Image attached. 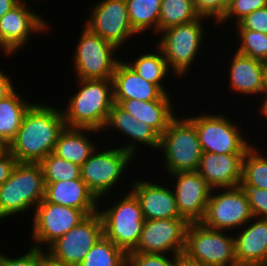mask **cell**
<instances>
[{"mask_svg":"<svg viewBox=\"0 0 267 266\" xmlns=\"http://www.w3.org/2000/svg\"><path fill=\"white\" fill-rule=\"evenodd\" d=\"M103 235V222L97 211L45 250L48 262L60 266H78Z\"/></svg>","mask_w":267,"mask_h":266,"instance_id":"8fae6325","label":"cell"},{"mask_svg":"<svg viewBox=\"0 0 267 266\" xmlns=\"http://www.w3.org/2000/svg\"><path fill=\"white\" fill-rule=\"evenodd\" d=\"M127 254L104 235L78 266H125Z\"/></svg>","mask_w":267,"mask_h":266,"instance_id":"1f68e13d","label":"cell"},{"mask_svg":"<svg viewBox=\"0 0 267 266\" xmlns=\"http://www.w3.org/2000/svg\"><path fill=\"white\" fill-rule=\"evenodd\" d=\"M233 32L237 35L238 53L267 63V34L247 29H235Z\"/></svg>","mask_w":267,"mask_h":266,"instance_id":"836d02e7","label":"cell"},{"mask_svg":"<svg viewBox=\"0 0 267 266\" xmlns=\"http://www.w3.org/2000/svg\"><path fill=\"white\" fill-rule=\"evenodd\" d=\"M154 52H145L138 57H134V61H125L138 75L146 81L155 84L164 94H170L164 86V78L172 71L168 67L162 51L156 45ZM136 58V59H135ZM132 60V61H131ZM163 83V84H162Z\"/></svg>","mask_w":267,"mask_h":266,"instance_id":"83f0119b","label":"cell"},{"mask_svg":"<svg viewBox=\"0 0 267 266\" xmlns=\"http://www.w3.org/2000/svg\"><path fill=\"white\" fill-rule=\"evenodd\" d=\"M233 28L247 29L267 34V7H262L251 12L238 24L233 25Z\"/></svg>","mask_w":267,"mask_h":266,"instance_id":"ab89813d","label":"cell"},{"mask_svg":"<svg viewBox=\"0 0 267 266\" xmlns=\"http://www.w3.org/2000/svg\"><path fill=\"white\" fill-rule=\"evenodd\" d=\"M107 147L102 149L98 146L81 166V179L98 199V207L115 189L114 186H119L118 182L123 181L124 172L129 170L127 167L134 160L129 152L117 146L111 149L112 146Z\"/></svg>","mask_w":267,"mask_h":266,"instance_id":"52a82bcc","label":"cell"},{"mask_svg":"<svg viewBox=\"0 0 267 266\" xmlns=\"http://www.w3.org/2000/svg\"><path fill=\"white\" fill-rule=\"evenodd\" d=\"M262 7H267V0H233L228 4L223 18L216 25L227 24L229 19L236 25L248 14Z\"/></svg>","mask_w":267,"mask_h":266,"instance_id":"e575fe53","label":"cell"},{"mask_svg":"<svg viewBox=\"0 0 267 266\" xmlns=\"http://www.w3.org/2000/svg\"><path fill=\"white\" fill-rule=\"evenodd\" d=\"M44 194L40 164L17 162L10 177L0 186V222L33 211L43 201Z\"/></svg>","mask_w":267,"mask_h":266,"instance_id":"3957f363","label":"cell"},{"mask_svg":"<svg viewBox=\"0 0 267 266\" xmlns=\"http://www.w3.org/2000/svg\"><path fill=\"white\" fill-rule=\"evenodd\" d=\"M252 218L247 196L243 188L237 186L212 190L200 222L208 228L233 233Z\"/></svg>","mask_w":267,"mask_h":266,"instance_id":"7c38bea8","label":"cell"},{"mask_svg":"<svg viewBox=\"0 0 267 266\" xmlns=\"http://www.w3.org/2000/svg\"><path fill=\"white\" fill-rule=\"evenodd\" d=\"M221 113L223 112L218 113L219 115L210 112L204 114L200 112L198 116L186 115L195 125L202 152L245 153L252 146L246 137L248 132L243 136L241 124L237 126V122Z\"/></svg>","mask_w":267,"mask_h":266,"instance_id":"30bf717a","label":"cell"},{"mask_svg":"<svg viewBox=\"0 0 267 266\" xmlns=\"http://www.w3.org/2000/svg\"><path fill=\"white\" fill-rule=\"evenodd\" d=\"M171 186L180 215L190 222H200L205 215L212 189L197 171L176 172ZM175 180V181H174Z\"/></svg>","mask_w":267,"mask_h":266,"instance_id":"e0dca14e","label":"cell"},{"mask_svg":"<svg viewBox=\"0 0 267 266\" xmlns=\"http://www.w3.org/2000/svg\"><path fill=\"white\" fill-rule=\"evenodd\" d=\"M66 127L59 107L34 102L9 144V152L19 163H40L53 153L61 131Z\"/></svg>","mask_w":267,"mask_h":266,"instance_id":"6da1fadb","label":"cell"},{"mask_svg":"<svg viewBox=\"0 0 267 266\" xmlns=\"http://www.w3.org/2000/svg\"><path fill=\"white\" fill-rule=\"evenodd\" d=\"M257 145H252L244 154L241 187L267 189V156Z\"/></svg>","mask_w":267,"mask_h":266,"instance_id":"f546056e","label":"cell"},{"mask_svg":"<svg viewBox=\"0 0 267 266\" xmlns=\"http://www.w3.org/2000/svg\"><path fill=\"white\" fill-rule=\"evenodd\" d=\"M150 181L140 178L133 180V184L130 182V191L138 199L145 220L183 218L178 211L171 186Z\"/></svg>","mask_w":267,"mask_h":266,"instance_id":"d6986e66","label":"cell"},{"mask_svg":"<svg viewBox=\"0 0 267 266\" xmlns=\"http://www.w3.org/2000/svg\"><path fill=\"white\" fill-rule=\"evenodd\" d=\"M239 230L233 232L237 266H267V218L253 217Z\"/></svg>","mask_w":267,"mask_h":266,"instance_id":"7402d4cb","label":"cell"},{"mask_svg":"<svg viewBox=\"0 0 267 266\" xmlns=\"http://www.w3.org/2000/svg\"><path fill=\"white\" fill-rule=\"evenodd\" d=\"M207 20V18L199 17L195 21L172 26L159 33L158 37L160 34L161 37L155 45L162 51L168 67L173 72L172 76L177 77L175 79H182L188 75L197 56H200L198 55L200 47H205L202 46L203 42L205 43L204 30H206L203 21Z\"/></svg>","mask_w":267,"mask_h":266,"instance_id":"277c9868","label":"cell"},{"mask_svg":"<svg viewBox=\"0 0 267 266\" xmlns=\"http://www.w3.org/2000/svg\"><path fill=\"white\" fill-rule=\"evenodd\" d=\"M16 164L17 160L10 152L0 160V186L10 177Z\"/></svg>","mask_w":267,"mask_h":266,"instance_id":"60d3db41","label":"cell"},{"mask_svg":"<svg viewBox=\"0 0 267 266\" xmlns=\"http://www.w3.org/2000/svg\"><path fill=\"white\" fill-rule=\"evenodd\" d=\"M81 36L73 52L75 79H112L117 63L119 50L111 42L92 33L83 25Z\"/></svg>","mask_w":267,"mask_h":266,"instance_id":"9c48e42d","label":"cell"},{"mask_svg":"<svg viewBox=\"0 0 267 266\" xmlns=\"http://www.w3.org/2000/svg\"><path fill=\"white\" fill-rule=\"evenodd\" d=\"M226 4L228 5L230 2H232L233 0H225Z\"/></svg>","mask_w":267,"mask_h":266,"instance_id":"c3c4849f","label":"cell"},{"mask_svg":"<svg viewBox=\"0 0 267 266\" xmlns=\"http://www.w3.org/2000/svg\"><path fill=\"white\" fill-rule=\"evenodd\" d=\"M180 255L129 252L128 266H178Z\"/></svg>","mask_w":267,"mask_h":266,"instance_id":"d590c367","label":"cell"},{"mask_svg":"<svg viewBox=\"0 0 267 266\" xmlns=\"http://www.w3.org/2000/svg\"><path fill=\"white\" fill-rule=\"evenodd\" d=\"M94 132L99 134L100 131L66 126L58 136L53 154L81 167L98 147L91 138Z\"/></svg>","mask_w":267,"mask_h":266,"instance_id":"484cf974","label":"cell"},{"mask_svg":"<svg viewBox=\"0 0 267 266\" xmlns=\"http://www.w3.org/2000/svg\"><path fill=\"white\" fill-rule=\"evenodd\" d=\"M188 224L185 218L145 220L138 244L132 252L182 255Z\"/></svg>","mask_w":267,"mask_h":266,"instance_id":"2e32d148","label":"cell"},{"mask_svg":"<svg viewBox=\"0 0 267 266\" xmlns=\"http://www.w3.org/2000/svg\"><path fill=\"white\" fill-rule=\"evenodd\" d=\"M45 183L81 178V167L64 160L53 153L46 156L40 163Z\"/></svg>","mask_w":267,"mask_h":266,"instance_id":"d6a6232c","label":"cell"},{"mask_svg":"<svg viewBox=\"0 0 267 266\" xmlns=\"http://www.w3.org/2000/svg\"><path fill=\"white\" fill-rule=\"evenodd\" d=\"M105 130L110 133V130H115L127 138L125 145L118 146L124 151L129 152L135 159L136 154L139 155L140 150L138 145L146 146L148 149L158 151L160 146L161 135L150 125L145 122L138 121L130 115L119 104L113 103L107 121L102 132ZM127 144V145H126ZM138 152V153H137Z\"/></svg>","mask_w":267,"mask_h":266,"instance_id":"ac0fdd59","label":"cell"},{"mask_svg":"<svg viewBox=\"0 0 267 266\" xmlns=\"http://www.w3.org/2000/svg\"><path fill=\"white\" fill-rule=\"evenodd\" d=\"M194 8L200 17L217 24L224 16L228 5L225 0H193Z\"/></svg>","mask_w":267,"mask_h":266,"instance_id":"74e56055","label":"cell"},{"mask_svg":"<svg viewBox=\"0 0 267 266\" xmlns=\"http://www.w3.org/2000/svg\"><path fill=\"white\" fill-rule=\"evenodd\" d=\"M76 80V92L69 95L67 105L61 108L65 125L102 133L114 103L112 79Z\"/></svg>","mask_w":267,"mask_h":266,"instance_id":"7a4b0ae2","label":"cell"},{"mask_svg":"<svg viewBox=\"0 0 267 266\" xmlns=\"http://www.w3.org/2000/svg\"><path fill=\"white\" fill-rule=\"evenodd\" d=\"M234 52L227 72L230 76L228 88L238 95L261 96L267 90V63Z\"/></svg>","mask_w":267,"mask_h":266,"instance_id":"ffe728a7","label":"cell"},{"mask_svg":"<svg viewBox=\"0 0 267 266\" xmlns=\"http://www.w3.org/2000/svg\"><path fill=\"white\" fill-rule=\"evenodd\" d=\"M0 68V100L9 95L16 87L10 76Z\"/></svg>","mask_w":267,"mask_h":266,"instance_id":"b9f144b4","label":"cell"},{"mask_svg":"<svg viewBox=\"0 0 267 266\" xmlns=\"http://www.w3.org/2000/svg\"><path fill=\"white\" fill-rule=\"evenodd\" d=\"M46 266H60V265H57V264H54V263H49L46 265Z\"/></svg>","mask_w":267,"mask_h":266,"instance_id":"7dc6e473","label":"cell"},{"mask_svg":"<svg viewBox=\"0 0 267 266\" xmlns=\"http://www.w3.org/2000/svg\"><path fill=\"white\" fill-rule=\"evenodd\" d=\"M170 94H162L157 100H123L119 105L130 115L163 134L169 123L178 115ZM175 110V111H174Z\"/></svg>","mask_w":267,"mask_h":266,"instance_id":"d4e9b609","label":"cell"},{"mask_svg":"<svg viewBox=\"0 0 267 266\" xmlns=\"http://www.w3.org/2000/svg\"><path fill=\"white\" fill-rule=\"evenodd\" d=\"M128 16L134 32L143 35L146 31L158 36V22L162 0H125Z\"/></svg>","mask_w":267,"mask_h":266,"instance_id":"f1b7e54d","label":"cell"},{"mask_svg":"<svg viewBox=\"0 0 267 266\" xmlns=\"http://www.w3.org/2000/svg\"><path fill=\"white\" fill-rule=\"evenodd\" d=\"M182 255L205 266H237L234 235L208 228L201 222L188 224Z\"/></svg>","mask_w":267,"mask_h":266,"instance_id":"ba28073f","label":"cell"},{"mask_svg":"<svg viewBox=\"0 0 267 266\" xmlns=\"http://www.w3.org/2000/svg\"><path fill=\"white\" fill-rule=\"evenodd\" d=\"M19 2L20 0H0V18Z\"/></svg>","mask_w":267,"mask_h":266,"instance_id":"7bdbcfd3","label":"cell"},{"mask_svg":"<svg viewBox=\"0 0 267 266\" xmlns=\"http://www.w3.org/2000/svg\"><path fill=\"white\" fill-rule=\"evenodd\" d=\"M199 17L194 8L193 0H162L158 35L169 27L195 21Z\"/></svg>","mask_w":267,"mask_h":266,"instance_id":"4dcf8cb0","label":"cell"},{"mask_svg":"<svg viewBox=\"0 0 267 266\" xmlns=\"http://www.w3.org/2000/svg\"><path fill=\"white\" fill-rule=\"evenodd\" d=\"M48 258L46 251L30 246L27 253L17 257H8L0 252V266H46Z\"/></svg>","mask_w":267,"mask_h":266,"instance_id":"8d00e7d4","label":"cell"},{"mask_svg":"<svg viewBox=\"0 0 267 266\" xmlns=\"http://www.w3.org/2000/svg\"><path fill=\"white\" fill-rule=\"evenodd\" d=\"M262 98L259 97L260 106L258 108L259 113L262 114V117L267 119V91L261 95Z\"/></svg>","mask_w":267,"mask_h":266,"instance_id":"ee69618b","label":"cell"},{"mask_svg":"<svg viewBox=\"0 0 267 266\" xmlns=\"http://www.w3.org/2000/svg\"><path fill=\"white\" fill-rule=\"evenodd\" d=\"M30 8L27 0L20 1L0 18V50L5 56L12 57L25 49L33 34L49 33L50 23Z\"/></svg>","mask_w":267,"mask_h":266,"instance_id":"4fadbf2b","label":"cell"},{"mask_svg":"<svg viewBox=\"0 0 267 266\" xmlns=\"http://www.w3.org/2000/svg\"><path fill=\"white\" fill-rule=\"evenodd\" d=\"M14 89L9 95L0 100V139L8 144L15 138L25 113L33 102H28ZM27 100V101H25Z\"/></svg>","mask_w":267,"mask_h":266,"instance_id":"4316f807","label":"cell"},{"mask_svg":"<svg viewBox=\"0 0 267 266\" xmlns=\"http://www.w3.org/2000/svg\"><path fill=\"white\" fill-rule=\"evenodd\" d=\"M178 266H205V265H203L201 263L193 262V261L187 259L186 257H184L183 255H180L179 261H178Z\"/></svg>","mask_w":267,"mask_h":266,"instance_id":"f6af8a7d","label":"cell"},{"mask_svg":"<svg viewBox=\"0 0 267 266\" xmlns=\"http://www.w3.org/2000/svg\"><path fill=\"white\" fill-rule=\"evenodd\" d=\"M164 155L163 169L168 174L197 171L202 149L195 125L184 116L177 115L160 137L158 152Z\"/></svg>","mask_w":267,"mask_h":266,"instance_id":"5b68a950","label":"cell"},{"mask_svg":"<svg viewBox=\"0 0 267 266\" xmlns=\"http://www.w3.org/2000/svg\"><path fill=\"white\" fill-rule=\"evenodd\" d=\"M9 153V144L0 139V160Z\"/></svg>","mask_w":267,"mask_h":266,"instance_id":"bcb514c9","label":"cell"},{"mask_svg":"<svg viewBox=\"0 0 267 266\" xmlns=\"http://www.w3.org/2000/svg\"><path fill=\"white\" fill-rule=\"evenodd\" d=\"M124 58L117 63L112 76L113 100L120 104L123 100H157L163 92L155 85L138 75Z\"/></svg>","mask_w":267,"mask_h":266,"instance_id":"603a6c76","label":"cell"},{"mask_svg":"<svg viewBox=\"0 0 267 266\" xmlns=\"http://www.w3.org/2000/svg\"><path fill=\"white\" fill-rule=\"evenodd\" d=\"M44 200L84 210L88 215L98 211V199L81 178L45 183Z\"/></svg>","mask_w":267,"mask_h":266,"instance_id":"cb8c5ba5","label":"cell"},{"mask_svg":"<svg viewBox=\"0 0 267 266\" xmlns=\"http://www.w3.org/2000/svg\"><path fill=\"white\" fill-rule=\"evenodd\" d=\"M89 13L84 26L120 51L129 43L127 40L137 35L130 23L125 0H100L90 6Z\"/></svg>","mask_w":267,"mask_h":266,"instance_id":"9a60e30c","label":"cell"},{"mask_svg":"<svg viewBox=\"0 0 267 266\" xmlns=\"http://www.w3.org/2000/svg\"><path fill=\"white\" fill-rule=\"evenodd\" d=\"M112 206L98 207L103 234L126 254L135 250L145 222L138 199L129 190ZM101 210V211H100Z\"/></svg>","mask_w":267,"mask_h":266,"instance_id":"8992f818","label":"cell"},{"mask_svg":"<svg viewBox=\"0 0 267 266\" xmlns=\"http://www.w3.org/2000/svg\"><path fill=\"white\" fill-rule=\"evenodd\" d=\"M32 216V246L45 251L58 238L83 221L88 214L84 210L43 201Z\"/></svg>","mask_w":267,"mask_h":266,"instance_id":"5bb4252c","label":"cell"},{"mask_svg":"<svg viewBox=\"0 0 267 266\" xmlns=\"http://www.w3.org/2000/svg\"><path fill=\"white\" fill-rule=\"evenodd\" d=\"M253 217L267 218V189L242 187Z\"/></svg>","mask_w":267,"mask_h":266,"instance_id":"f35d334b","label":"cell"},{"mask_svg":"<svg viewBox=\"0 0 267 266\" xmlns=\"http://www.w3.org/2000/svg\"><path fill=\"white\" fill-rule=\"evenodd\" d=\"M244 154L202 152L197 172L212 190L240 186Z\"/></svg>","mask_w":267,"mask_h":266,"instance_id":"44dd1931","label":"cell"}]
</instances>
